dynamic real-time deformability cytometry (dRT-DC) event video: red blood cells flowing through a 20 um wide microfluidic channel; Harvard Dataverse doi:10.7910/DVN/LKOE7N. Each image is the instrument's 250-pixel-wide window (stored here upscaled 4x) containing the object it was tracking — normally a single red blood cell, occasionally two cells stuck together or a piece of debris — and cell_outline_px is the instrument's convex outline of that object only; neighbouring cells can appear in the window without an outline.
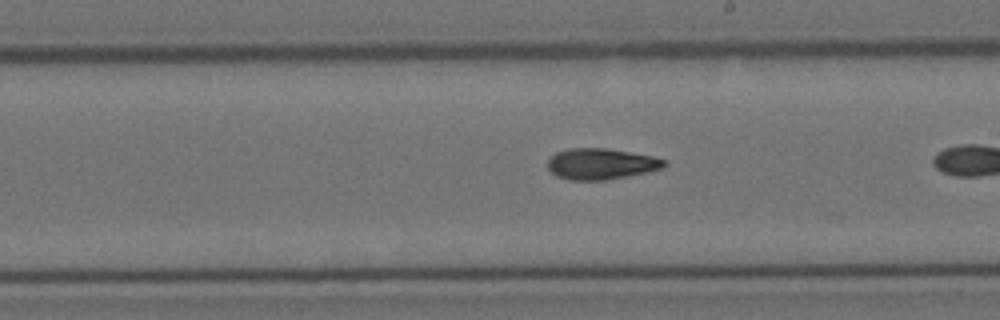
{"species": "Egyptian fruit bat (a non-hibernating species)", "species_latin": "Rousettus aegyptiacus", "temperature_condition": "cold", "stored_images_in_passage": 10, "camera_frame_rate_fps": 3000, "um_per_image_px": 0.085, "animal": {"sex": "female"}, "frame": {"image": 1, "passage_image": 9, "time_ms": 2.667, "image_size_px": [1000, 320], "cell_outline_px": [[668, 164], [660, 168], [648, 172], [604, 180], [568, 180], [556, 176], [548, 168], [548, 160], [556, 152], [568, 148], [604, 148], [652, 156], [664, 160]], "centroid_in_image_um": [51.05, 13.93], "position_along_channel_um": 238.0, "area_um2": 20.87}}